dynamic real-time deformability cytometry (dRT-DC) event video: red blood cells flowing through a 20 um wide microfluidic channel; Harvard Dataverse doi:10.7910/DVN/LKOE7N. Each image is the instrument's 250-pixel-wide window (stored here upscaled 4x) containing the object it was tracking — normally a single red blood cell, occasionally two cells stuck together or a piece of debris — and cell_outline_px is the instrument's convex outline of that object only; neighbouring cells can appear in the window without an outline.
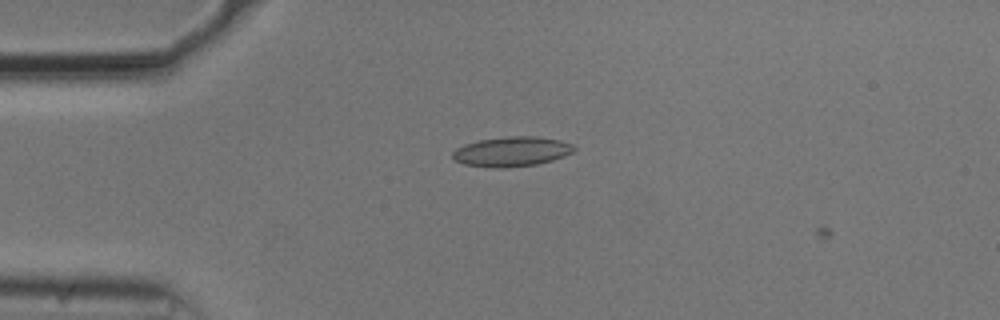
{"species": "common noctule bat (a hibernating species)", "species_latin": "Nyctalus noctula", "temperature_condition": "cold", "stored_images_in_passage": 8, "camera_frame_rate_fps": 3000, "um_per_image_px": 0.085, "animal": {"sex": "male", "body_mass_g": 20.5, "forearm_length_mm": 52.5}, "frame": {"image": 1, "passage_image": 7, "time_ms": 2.0, "image_size_px": [1000, 320], "cell_outline_px": [[576, 148], [572, 152], [564, 156], [552, 160], [536, 164], [504, 168], [492, 168], [464, 164], [456, 160], [452, 156], [452, 152], [456, 148], [464, 144], [480, 140], [508, 136], [536, 136], [560, 140], [572, 144]], "centroid_in_image_um": [43.49, 12.88], "position_along_channel_um": 41.5, "area_um2": 21.04}}